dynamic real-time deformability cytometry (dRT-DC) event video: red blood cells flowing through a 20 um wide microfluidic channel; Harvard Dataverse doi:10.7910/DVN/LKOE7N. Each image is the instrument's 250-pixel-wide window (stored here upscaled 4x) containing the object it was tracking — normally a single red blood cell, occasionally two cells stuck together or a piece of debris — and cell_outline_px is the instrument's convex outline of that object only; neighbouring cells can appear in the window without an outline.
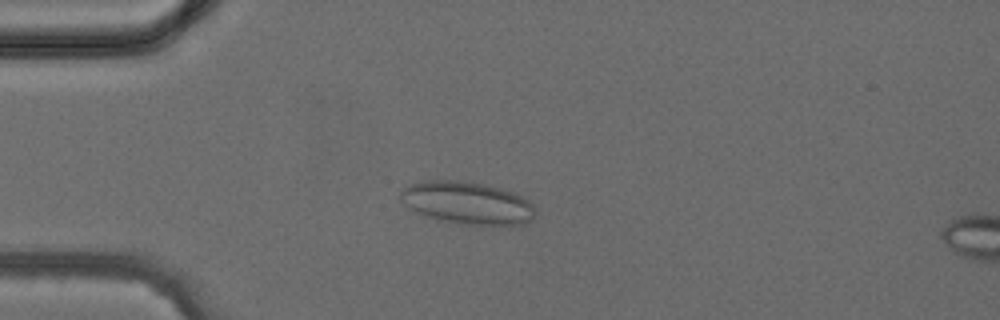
{"species": "common noctule bat (a hibernating species)", "species_latin": "Nyctalus noctula", "temperature_condition": "cold", "stored_images_in_passage": 42, "camera_frame_rate_fps": 3000, "um_per_image_px": 0.085, "animal": {"sex": "female", "body_mass_g": 24.6, "forearm_length_mm": 56.2}, "frame": {"image": 1, "passage_image": 11, "time_ms": 3.333, "image_size_px": [1000, 320], "cell_outline_px": [[536, 212], [532, 220], [524, 224], [464, 224], [444, 220], [416, 212], [404, 204], [400, 200], [400, 192], [404, 188], [412, 184], [428, 180], [456, 180], [484, 184], [500, 188], [512, 192], [528, 200], [532, 204]], "centroid_in_image_um": [39.73, 17.23], "position_along_channel_um": 45.3, "area_um2": 32.83}}
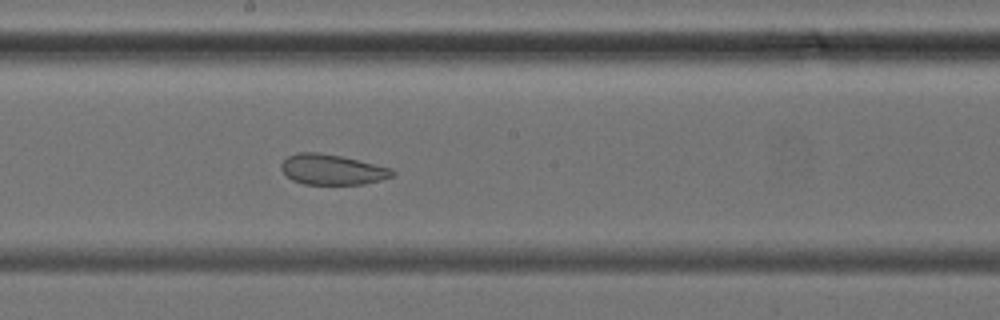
{"frame": {"image": 2, "passage_image": 23, "time_ms": 7.333, "image_size_px": [1000, 320], "cell_outline_px": [[396, 172], [392, 176], [380, 180], [364, 184], [304, 184], [292, 180], [280, 168], [280, 164], [288, 156], [296, 152], [316, 152], [340, 156], [392, 168]], "centroid_in_image_um": [28.22, 14.41], "position_along_channel_um": 220.0, "area_um2": 19.54}}
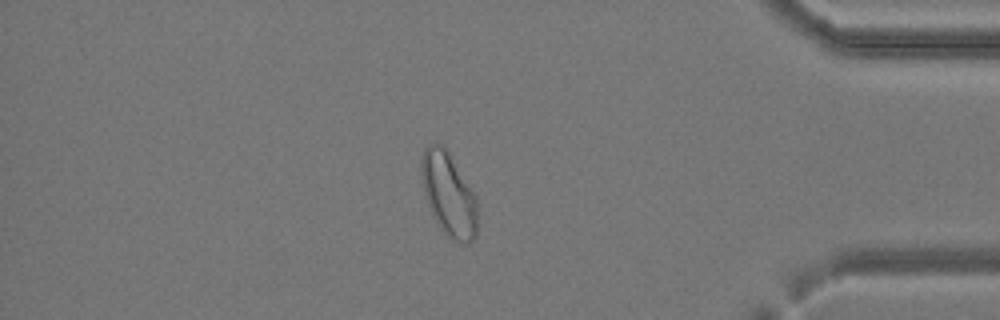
{"frame": {"image": 3, "passage_image": 36, "time_ms": 11.667, "image_size_px": [1000, 320], "cell_outline_px": [[476, 236], [468, 244], [464, 244], [452, 240], [440, 228], [428, 204], [424, 192], [420, 172], [420, 160], [424, 148], [428, 144], [444, 144], [476, 196]], "centroid_in_image_um": [38.12, 16.49], "position_along_channel_um": 397.1, "area_um2": 27.28}}